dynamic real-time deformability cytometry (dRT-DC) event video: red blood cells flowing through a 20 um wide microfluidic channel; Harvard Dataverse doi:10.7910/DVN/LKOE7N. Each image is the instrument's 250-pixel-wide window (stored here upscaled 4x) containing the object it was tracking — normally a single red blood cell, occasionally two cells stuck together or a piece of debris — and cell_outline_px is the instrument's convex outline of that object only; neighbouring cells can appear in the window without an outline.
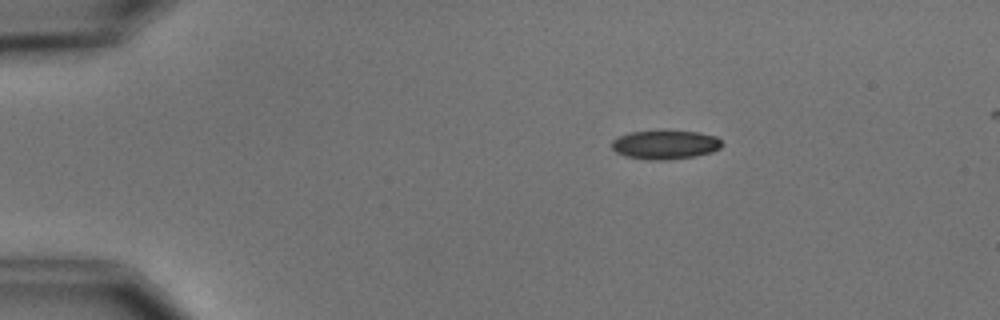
{"species": "common noctule bat (a hibernating species)", "species_latin": "Nyctalus noctula", "temperature_condition": "cold", "stored_images_in_passage": 3, "camera_frame_rate_fps": 3000, "um_per_image_px": 0.085, "animal": {"sex": "male", "body_mass_g": 15.6}, "frame": {"image": 1, "passage_image": 1, "time_ms": 0.0, "image_size_px": [1000, 320], "cell_outline_px": [[724, 144], [720, 148], [712, 152], [696, 156], [668, 160], [648, 160], [624, 156], [616, 152], [612, 148], [612, 140], [628, 132], [696, 132], [716, 136]], "centroid_in_image_um": [56.54, 12.33], "position_along_channel_um": 28.5, "area_um2": 18.38}}